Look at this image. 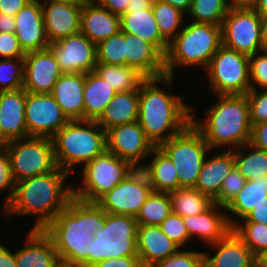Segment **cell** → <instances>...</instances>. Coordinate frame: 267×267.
I'll return each instance as SVG.
<instances>
[{
  "label": "cell",
  "instance_id": "obj_1",
  "mask_svg": "<svg viewBox=\"0 0 267 267\" xmlns=\"http://www.w3.org/2000/svg\"><path fill=\"white\" fill-rule=\"evenodd\" d=\"M174 78L168 75L145 78L139 86L137 121L154 146L169 140L191 123L192 104L188 105L183 96L172 90Z\"/></svg>",
  "mask_w": 267,
  "mask_h": 267
},
{
  "label": "cell",
  "instance_id": "obj_2",
  "mask_svg": "<svg viewBox=\"0 0 267 267\" xmlns=\"http://www.w3.org/2000/svg\"><path fill=\"white\" fill-rule=\"evenodd\" d=\"M104 223L105 211L96 202L73 196L43 231L52 240L60 261L89 267L93 234Z\"/></svg>",
  "mask_w": 267,
  "mask_h": 267
},
{
  "label": "cell",
  "instance_id": "obj_3",
  "mask_svg": "<svg viewBox=\"0 0 267 267\" xmlns=\"http://www.w3.org/2000/svg\"><path fill=\"white\" fill-rule=\"evenodd\" d=\"M69 175L57 167L52 172L16 182L13 197L2 213L9 218L36 216L31 229L43 230L73 197V185H66Z\"/></svg>",
  "mask_w": 267,
  "mask_h": 267
},
{
  "label": "cell",
  "instance_id": "obj_4",
  "mask_svg": "<svg viewBox=\"0 0 267 267\" xmlns=\"http://www.w3.org/2000/svg\"><path fill=\"white\" fill-rule=\"evenodd\" d=\"M214 105L205 110L206 117H195L192 106L191 123L202 133L204 140L214 152L219 148L233 150L250 141L249 103L246 95H215ZM194 108V109H193ZM194 110V112H193Z\"/></svg>",
  "mask_w": 267,
  "mask_h": 267
},
{
  "label": "cell",
  "instance_id": "obj_5",
  "mask_svg": "<svg viewBox=\"0 0 267 267\" xmlns=\"http://www.w3.org/2000/svg\"><path fill=\"white\" fill-rule=\"evenodd\" d=\"M222 45L221 26L190 21L169 43L165 55L166 75L175 77V70L202 67L206 70L211 58Z\"/></svg>",
  "mask_w": 267,
  "mask_h": 267
},
{
  "label": "cell",
  "instance_id": "obj_6",
  "mask_svg": "<svg viewBox=\"0 0 267 267\" xmlns=\"http://www.w3.org/2000/svg\"><path fill=\"white\" fill-rule=\"evenodd\" d=\"M52 141L57 167L70 174L107 149L106 131L96 120L69 121Z\"/></svg>",
  "mask_w": 267,
  "mask_h": 267
},
{
  "label": "cell",
  "instance_id": "obj_7",
  "mask_svg": "<svg viewBox=\"0 0 267 267\" xmlns=\"http://www.w3.org/2000/svg\"><path fill=\"white\" fill-rule=\"evenodd\" d=\"M136 217L105 212L103 228L93 234L89 248V267L103 260L138 256Z\"/></svg>",
  "mask_w": 267,
  "mask_h": 267
},
{
  "label": "cell",
  "instance_id": "obj_8",
  "mask_svg": "<svg viewBox=\"0 0 267 267\" xmlns=\"http://www.w3.org/2000/svg\"><path fill=\"white\" fill-rule=\"evenodd\" d=\"M249 61L250 56L222 44L203 70L209 93L213 96L246 95L251 89Z\"/></svg>",
  "mask_w": 267,
  "mask_h": 267
},
{
  "label": "cell",
  "instance_id": "obj_9",
  "mask_svg": "<svg viewBox=\"0 0 267 267\" xmlns=\"http://www.w3.org/2000/svg\"><path fill=\"white\" fill-rule=\"evenodd\" d=\"M159 147L175 166L179 188H194L202 164L212 152L202 133L190 123L183 131L162 142Z\"/></svg>",
  "mask_w": 267,
  "mask_h": 267
},
{
  "label": "cell",
  "instance_id": "obj_10",
  "mask_svg": "<svg viewBox=\"0 0 267 267\" xmlns=\"http://www.w3.org/2000/svg\"><path fill=\"white\" fill-rule=\"evenodd\" d=\"M135 168L107 149L76 172L82 183L73 186V196L86 202H97L103 195L118 185Z\"/></svg>",
  "mask_w": 267,
  "mask_h": 267
},
{
  "label": "cell",
  "instance_id": "obj_11",
  "mask_svg": "<svg viewBox=\"0 0 267 267\" xmlns=\"http://www.w3.org/2000/svg\"><path fill=\"white\" fill-rule=\"evenodd\" d=\"M2 146L9 155L15 182L46 174L57 168L52 138L29 136Z\"/></svg>",
  "mask_w": 267,
  "mask_h": 267
},
{
  "label": "cell",
  "instance_id": "obj_12",
  "mask_svg": "<svg viewBox=\"0 0 267 267\" xmlns=\"http://www.w3.org/2000/svg\"><path fill=\"white\" fill-rule=\"evenodd\" d=\"M222 44L251 56L262 51L261 16L247 3H234L221 24Z\"/></svg>",
  "mask_w": 267,
  "mask_h": 267
},
{
  "label": "cell",
  "instance_id": "obj_13",
  "mask_svg": "<svg viewBox=\"0 0 267 267\" xmlns=\"http://www.w3.org/2000/svg\"><path fill=\"white\" fill-rule=\"evenodd\" d=\"M153 191L142 168H135L96 203L106 212L136 217Z\"/></svg>",
  "mask_w": 267,
  "mask_h": 267
},
{
  "label": "cell",
  "instance_id": "obj_14",
  "mask_svg": "<svg viewBox=\"0 0 267 267\" xmlns=\"http://www.w3.org/2000/svg\"><path fill=\"white\" fill-rule=\"evenodd\" d=\"M68 122L51 94L26 92L25 123L28 136L52 138Z\"/></svg>",
  "mask_w": 267,
  "mask_h": 267
},
{
  "label": "cell",
  "instance_id": "obj_15",
  "mask_svg": "<svg viewBox=\"0 0 267 267\" xmlns=\"http://www.w3.org/2000/svg\"><path fill=\"white\" fill-rule=\"evenodd\" d=\"M106 141L108 151L128 161L134 168H142V161L149 158L155 147L138 121L108 129Z\"/></svg>",
  "mask_w": 267,
  "mask_h": 267
},
{
  "label": "cell",
  "instance_id": "obj_16",
  "mask_svg": "<svg viewBox=\"0 0 267 267\" xmlns=\"http://www.w3.org/2000/svg\"><path fill=\"white\" fill-rule=\"evenodd\" d=\"M49 48L55 55L62 73H89L97 64L96 44L82 32L70 35Z\"/></svg>",
  "mask_w": 267,
  "mask_h": 267
},
{
  "label": "cell",
  "instance_id": "obj_17",
  "mask_svg": "<svg viewBox=\"0 0 267 267\" xmlns=\"http://www.w3.org/2000/svg\"><path fill=\"white\" fill-rule=\"evenodd\" d=\"M62 74L50 48L25 54L23 89L26 92L50 94Z\"/></svg>",
  "mask_w": 267,
  "mask_h": 267
},
{
  "label": "cell",
  "instance_id": "obj_18",
  "mask_svg": "<svg viewBox=\"0 0 267 267\" xmlns=\"http://www.w3.org/2000/svg\"><path fill=\"white\" fill-rule=\"evenodd\" d=\"M15 36L24 53L49 48L42 6L31 0L15 15Z\"/></svg>",
  "mask_w": 267,
  "mask_h": 267
},
{
  "label": "cell",
  "instance_id": "obj_19",
  "mask_svg": "<svg viewBox=\"0 0 267 267\" xmlns=\"http://www.w3.org/2000/svg\"><path fill=\"white\" fill-rule=\"evenodd\" d=\"M25 101L26 91L23 88L0 92V145L29 137Z\"/></svg>",
  "mask_w": 267,
  "mask_h": 267
},
{
  "label": "cell",
  "instance_id": "obj_20",
  "mask_svg": "<svg viewBox=\"0 0 267 267\" xmlns=\"http://www.w3.org/2000/svg\"><path fill=\"white\" fill-rule=\"evenodd\" d=\"M83 3L53 2L41 4L45 31L50 43L80 32Z\"/></svg>",
  "mask_w": 267,
  "mask_h": 267
},
{
  "label": "cell",
  "instance_id": "obj_21",
  "mask_svg": "<svg viewBox=\"0 0 267 267\" xmlns=\"http://www.w3.org/2000/svg\"><path fill=\"white\" fill-rule=\"evenodd\" d=\"M182 218L191 241L196 237L207 246L223 239L232 230L225 207L215 203L202 214Z\"/></svg>",
  "mask_w": 267,
  "mask_h": 267
},
{
  "label": "cell",
  "instance_id": "obj_22",
  "mask_svg": "<svg viewBox=\"0 0 267 267\" xmlns=\"http://www.w3.org/2000/svg\"><path fill=\"white\" fill-rule=\"evenodd\" d=\"M126 65L135 68L145 78L166 75L165 56L150 42L125 33Z\"/></svg>",
  "mask_w": 267,
  "mask_h": 267
},
{
  "label": "cell",
  "instance_id": "obj_23",
  "mask_svg": "<svg viewBox=\"0 0 267 267\" xmlns=\"http://www.w3.org/2000/svg\"><path fill=\"white\" fill-rule=\"evenodd\" d=\"M215 253H205L207 267H255L256 257L244 242L231 230L223 239L208 245Z\"/></svg>",
  "mask_w": 267,
  "mask_h": 267
},
{
  "label": "cell",
  "instance_id": "obj_24",
  "mask_svg": "<svg viewBox=\"0 0 267 267\" xmlns=\"http://www.w3.org/2000/svg\"><path fill=\"white\" fill-rule=\"evenodd\" d=\"M84 82L85 73H63L50 93L69 121L84 120Z\"/></svg>",
  "mask_w": 267,
  "mask_h": 267
},
{
  "label": "cell",
  "instance_id": "obj_25",
  "mask_svg": "<svg viewBox=\"0 0 267 267\" xmlns=\"http://www.w3.org/2000/svg\"><path fill=\"white\" fill-rule=\"evenodd\" d=\"M179 249L159 225H138L137 252L142 267H151Z\"/></svg>",
  "mask_w": 267,
  "mask_h": 267
},
{
  "label": "cell",
  "instance_id": "obj_26",
  "mask_svg": "<svg viewBox=\"0 0 267 267\" xmlns=\"http://www.w3.org/2000/svg\"><path fill=\"white\" fill-rule=\"evenodd\" d=\"M121 31L120 16L111 13L98 2L83 1L80 32L94 44Z\"/></svg>",
  "mask_w": 267,
  "mask_h": 267
},
{
  "label": "cell",
  "instance_id": "obj_27",
  "mask_svg": "<svg viewBox=\"0 0 267 267\" xmlns=\"http://www.w3.org/2000/svg\"><path fill=\"white\" fill-rule=\"evenodd\" d=\"M23 248L15 250L17 267H55L60 261L50 237L43 230L30 229Z\"/></svg>",
  "mask_w": 267,
  "mask_h": 267
},
{
  "label": "cell",
  "instance_id": "obj_28",
  "mask_svg": "<svg viewBox=\"0 0 267 267\" xmlns=\"http://www.w3.org/2000/svg\"><path fill=\"white\" fill-rule=\"evenodd\" d=\"M215 151L210 154L212 156H206L194 187L212 201L219 195L223 180L235 167L232 150Z\"/></svg>",
  "mask_w": 267,
  "mask_h": 267
},
{
  "label": "cell",
  "instance_id": "obj_29",
  "mask_svg": "<svg viewBox=\"0 0 267 267\" xmlns=\"http://www.w3.org/2000/svg\"><path fill=\"white\" fill-rule=\"evenodd\" d=\"M121 31L152 43L164 56L169 42L161 35L151 9L134 10L120 16Z\"/></svg>",
  "mask_w": 267,
  "mask_h": 267
},
{
  "label": "cell",
  "instance_id": "obj_30",
  "mask_svg": "<svg viewBox=\"0 0 267 267\" xmlns=\"http://www.w3.org/2000/svg\"><path fill=\"white\" fill-rule=\"evenodd\" d=\"M139 90L117 92L96 122L107 131L110 128L138 120Z\"/></svg>",
  "mask_w": 267,
  "mask_h": 267
},
{
  "label": "cell",
  "instance_id": "obj_31",
  "mask_svg": "<svg viewBox=\"0 0 267 267\" xmlns=\"http://www.w3.org/2000/svg\"><path fill=\"white\" fill-rule=\"evenodd\" d=\"M153 158H152V157ZM150 161L142 164L150 185L155 192H172L179 188L178 176L170 157L159 147L155 146L149 155Z\"/></svg>",
  "mask_w": 267,
  "mask_h": 267
},
{
  "label": "cell",
  "instance_id": "obj_32",
  "mask_svg": "<svg viewBox=\"0 0 267 267\" xmlns=\"http://www.w3.org/2000/svg\"><path fill=\"white\" fill-rule=\"evenodd\" d=\"M116 93V90L95 71L85 73L84 120H97Z\"/></svg>",
  "mask_w": 267,
  "mask_h": 267
},
{
  "label": "cell",
  "instance_id": "obj_33",
  "mask_svg": "<svg viewBox=\"0 0 267 267\" xmlns=\"http://www.w3.org/2000/svg\"><path fill=\"white\" fill-rule=\"evenodd\" d=\"M266 197L267 175L261 176L253 181H246L239 193L225 207L229 225L233 227L237 222L245 218L247 214L260 202L265 200ZM231 214L239 220L235 219V217H231Z\"/></svg>",
  "mask_w": 267,
  "mask_h": 267
},
{
  "label": "cell",
  "instance_id": "obj_34",
  "mask_svg": "<svg viewBox=\"0 0 267 267\" xmlns=\"http://www.w3.org/2000/svg\"><path fill=\"white\" fill-rule=\"evenodd\" d=\"M244 149H247V152ZM232 151L235 168L247 181L267 175V151L257 148L249 142Z\"/></svg>",
  "mask_w": 267,
  "mask_h": 267
},
{
  "label": "cell",
  "instance_id": "obj_35",
  "mask_svg": "<svg viewBox=\"0 0 267 267\" xmlns=\"http://www.w3.org/2000/svg\"><path fill=\"white\" fill-rule=\"evenodd\" d=\"M95 72L116 92L139 90L141 82L145 79L135 68L127 65L97 63Z\"/></svg>",
  "mask_w": 267,
  "mask_h": 267
},
{
  "label": "cell",
  "instance_id": "obj_36",
  "mask_svg": "<svg viewBox=\"0 0 267 267\" xmlns=\"http://www.w3.org/2000/svg\"><path fill=\"white\" fill-rule=\"evenodd\" d=\"M171 211L181 217L198 215L206 211L213 201L195 188L180 187L169 192Z\"/></svg>",
  "mask_w": 267,
  "mask_h": 267
},
{
  "label": "cell",
  "instance_id": "obj_37",
  "mask_svg": "<svg viewBox=\"0 0 267 267\" xmlns=\"http://www.w3.org/2000/svg\"><path fill=\"white\" fill-rule=\"evenodd\" d=\"M233 4L231 0H192L186 15L188 21L221 26Z\"/></svg>",
  "mask_w": 267,
  "mask_h": 267
},
{
  "label": "cell",
  "instance_id": "obj_38",
  "mask_svg": "<svg viewBox=\"0 0 267 267\" xmlns=\"http://www.w3.org/2000/svg\"><path fill=\"white\" fill-rule=\"evenodd\" d=\"M152 10L161 35L170 43L183 29L186 14L162 0H154Z\"/></svg>",
  "mask_w": 267,
  "mask_h": 267
},
{
  "label": "cell",
  "instance_id": "obj_39",
  "mask_svg": "<svg viewBox=\"0 0 267 267\" xmlns=\"http://www.w3.org/2000/svg\"><path fill=\"white\" fill-rule=\"evenodd\" d=\"M171 212L169 193L152 191L142 205L136 220L138 225H160Z\"/></svg>",
  "mask_w": 267,
  "mask_h": 267
},
{
  "label": "cell",
  "instance_id": "obj_40",
  "mask_svg": "<svg viewBox=\"0 0 267 267\" xmlns=\"http://www.w3.org/2000/svg\"><path fill=\"white\" fill-rule=\"evenodd\" d=\"M232 230L257 258L267 251V225L256 222H237Z\"/></svg>",
  "mask_w": 267,
  "mask_h": 267
},
{
  "label": "cell",
  "instance_id": "obj_41",
  "mask_svg": "<svg viewBox=\"0 0 267 267\" xmlns=\"http://www.w3.org/2000/svg\"><path fill=\"white\" fill-rule=\"evenodd\" d=\"M97 63L126 65L125 33L119 31L96 45Z\"/></svg>",
  "mask_w": 267,
  "mask_h": 267
},
{
  "label": "cell",
  "instance_id": "obj_42",
  "mask_svg": "<svg viewBox=\"0 0 267 267\" xmlns=\"http://www.w3.org/2000/svg\"><path fill=\"white\" fill-rule=\"evenodd\" d=\"M24 83V58L0 59V92L18 90Z\"/></svg>",
  "mask_w": 267,
  "mask_h": 267
},
{
  "label": "cell",
  "instance_id": "obj_43",
  "mask_svg": "<svg viewBox=\"0 0 267 267\" xmlns=\"http://www.w3.org/2000/svg\"><path fill=\"white\" fill-rule=\"evenodd\" d=\"M205 253L204 251L182 250L180 248L177 252L170 255L164 260L155 263L151 267H204Z\"/></svg>",
  "mask_w": 267,
  "mask_h": 267
},
{
  "label": "cell",
  "instance_id": "obj_44",
  "mask_svg": "<svg viewBox=\"0 0 267 267\" xmlns=\"http://www.w3.org/2000/svg\"><path fill=\"white\" fill-rule=\"evenodd\" d=\"M246 181L244 176L234 167L223 180L219 195L213 200V203L226 207L243 188Z\"/></svg>",
  "mask_w": 267,
  "mask_h": 267
},
{
  "label": "cell",
  "instance_id": "obj_45",
  "mask_svg": "<svg viewBox=\"0 0 267 267\" xmlns=\"http://www.w3.org/2000/svg\"><path fill=\"white\" fill-rule=\"evenodd\" d=\"M163 233L173 240L180 248L189 245L191 242L187 229L183 223V218L175 213L170 215L159 225Z\"/></svg>",
  "mask_w": 267,
  "mask_h": 267
},
{
  "label": "cell",
  "instance_id": "obj_46",
  "mask_svg": "<svg viewBox=\"0 0 267 267\" xmlns=\"http://www.w3.org/2000/svg\"><path fill=\"white\" fill-rule=\"evenodd\" d=\"M246 96L251 125L267 121V89H250Z\"/></svg>",
  "mask_w": 267,
  "mask_h": 267
},
{
  "label": "cell",
  "instance_id": "obj_47",
  "mask_svg": "<svg viewBox=\"0 0 267 267\" xmlns=\"http://www.w3.org/2000/svg\"><path fill=\"white\" fill-rule=\"evenodd\" d=\"M249 63L251 89H267V51L251 55Z\"/></svg>",
  "mask_w": 267,
  "mask_h": 267
},
{
  "label": "cell",
  "instance_id": "obj_48",
  "mask_svg": "<svg viewBox=\"0 0 267 267\" xmlns=\"http://www.w3.org/2000/svg\"><path fill=\"white\" fill-rule=\"evenodd\" d=\"M16 182L12 176L10 158L6 149L0 145V192L4 191L6 197L3 201V209L12 199Z\"/></svg>",
  "mask_w": 267,
  "mask_h": 267
},
{
  "label": "cell",
  "instance_id": "obj_49",
  "mask_svg": "<svg viewBox=\"0 0 267 267\" xmlns=\"http://www.w3.org/2000/svg\"><path fill=\"white\" fill-rule=\"evenodd\" d=\"M25 53L20 47L19 41L14 33L0 32V57L24 58Z\"/></svg>",
  "mask_w": 267,
  "mask_h": 267
},
{
  "label": "cell",
  "instance_id": "obj_50",
  "mask_svg": "<svg viewBox=\"0 0 267 267\" xmlns=\"http://www.w3.org/2000/svg\"><path fill=\"white\" fill-rule=\"evenodd\" d=\"M249 143L267 151V121L252 126Z\"/></svg>",
  "mask_w": 267,
  "mask_h": 267
},
{
  "label": "cell",
  "instance_id": "obj_51",
  "mask_svg": "<svg viewBox=\"0 0 267 267\" xmlns=\"http://www.w3.org/2000/svg\"><path fill=\"white\" fill-rule=\"evenodd\" d=\"M92 267H142L138 256H125L103 260Z\"/></svg>",
  "mask_w": 267,
  "mask_h": 267
},
{
  "label": "cell",
  "instance_id": "obj_52",
  "mask_svg": "<svg viewBox=\"0 0 267 267\" xmlns=\"http://www.w3.org/2000/svg\"><path fill=\"white\" fill-rule=\"evenodd\" d=\"M241 222H256L267 225V197L252 209Z\"/></svg>",
  "mask_w": 267,
  "mask_h": 267
},
{
  "label": "cell",
  "instance_id": "obj_53",
  "mask_svg": "<svg viewBox=\"0 0 267 267\" xmlns=\"http://www.w3.org/2000/svg\"><path fill=\"white\" fill-rule=\"evenodd\" d=\"M31 0H0V13L15 15Z\"/></svg>",
  "mask_w": 267,
  "mask_h": 267
},
{
  "label": "cell",
  "instance_id": "obj_54",
  "mask_svg": "<svg viewBox=\"0 0 267 267\" xmlns=\"http://www.w3.org/2000/svg\"><path fill=\"white\" fill-rule=\"evenodd\" d=\"M128 1L130 0H99L98 3L111 13L121 16L126 13Z\"/></svg>",
  "mask_w": 267,
  "mask_h": 267
},
{
  "label": "cell",
  "instance_id": "obj_55",
  "mask_svg": "<svg viewBox=\"0 0 267 267\" xmlns=\"http://www.w3.org/2000/svg\"><path fill=\"white\" fill-rule=\"evenodd\" d=\"M0 267H17L15 252L0 242Z\"/></svg>",
  "mask_w": 267,
  "mask_h": 267
},
{
  "label": "cell",
  "instance_id": "obj_56",
  "mask_svg": "<svg viewBox=\"0 0 267 267\" xmlns=\"http://www.w3.org/2000/svg\"><path fill=\"white\" fill-rule=\"evenodd\" d=\"M0 32H15V17L0 13Z\"/></svg>",
  "mask_w": 267,
  "mask_h": 267
},
{
  "label": "cell",
  "instance_id": "obj_57",
  "mask_svg": "<svg viewBox=\"0 0 267 267\" xmlns=\"http://www.w3.org/2000/svg\"><path fill=\"white\" fill-rule=\"evenodd\" d=\"M128 3L126 12H134V10L151 9L154 0H130Z\"/></svg>",
  "mask_w": 267,
  "mask_h": 267
},
{
  "label": "cell",
  "instance_id": "obj_58",
  "mask_svg": "<svg viewBox=\"0 0 267 267\" xmlns=\"http://www.w3.org/2000/svg\"><path fill=\"white\" fill-rule=\"evenodd\" d=\"M260 16H267V0H251L248 3Z\"/></svg>",
  "mask_w": 267,
  "mask_h": 267
},
{
  "label": "cell",
  "instance_id": "obj_59",
  "mask_svg": "<svg viewBox=\"0 0 267 267\" xmlns=\"http://www.w3.org/2000/svg\"><path fill=\"white\" fill-rule=\"evenodd\" d=\"M164 2H167L168 4H171L172 6L178 8L185 14L188 12L192 0H162Z\"/></svg>",
  "mask_w": 267,
  "mask_h": 267
},
{
  "label": "cell",
  "instance_id": "obj_60",
  "mask_svg": "<svg viewBox=\"0 0 267 267\" xmlns=\"http://www.w3.org/2000/svg\"><path fill=\"white\" fill-rule=\"evenodd\" d=\"M261 43L262 50L267 51V16H261Z\"/></svg>",
  "mask_w": 267,
  "mask_h": 267
},
{
  "label": "cell",
  "instance_id": "obj_61",
  "mask_svg": "<svg viewBox=\"0 0 267 267\" xmlns=\"http://www.w3.org/2000/svg\"><path fill=\"white\" fill-rule=\"evenodd\" d=\"M256 265L258 267H267V251L256 258Z\"/></svg>",
  "mask_w": 267,
  "mask_h": 267
},
{
  "label": "cell",
  "instance_id": "obj_62",
  "mask_svg": "<svg viewBox=\"0 0 267 267\" xmlns=\"http://www.w3.org/2000/svg\"><path fill=\"white\" fill-rule=\"evenodd\" d=\"M40 4L53 3V2H66V3H83V0H35Z\"/></svg>",
  "mask_w": 267,
  "mask_h": 267
},
{
  "label": "cell",
  "instance_id": "obj_63",
  "mask_svg": "<svg viewBox=\"0 0 267 267\" xmlns=\"http://www.w3.org/2000/svg\"><path fill=\"white\" fill-rule=\"evenodd\" d=\"M55 267H84L78 264H72L69 262L59 261Z\"/></svg>",
  "mask_w": 267,
  "mask_h": 267
},
{
  "label": "cell",
  "instance_id": "obj_64",
  "mask_svg": "<svg viewBox=\"0 0 267 267\" xmlns=\"http://www.w3.org/2000/svg\"><path fill=\"white\" fill-rule=\"evenodd\" d=\"M233 3H249L251 0H231Z\"/></svg>",
  "mask_w": 267,
  "mask_h": 267
},
{
  "label": "cell",
  "instance_id": "obj_65",
  "mask_svg": "<svg viewBox=\"0 0 267 267\" xmlns=\"http://www.w3.org/2000/svg\"><path fill=\"white\" fill-rule=\"evenodd\" d=\"M85 2H98L99 0H83Z\"/></svg>",
  "mask_w": 267,
  "mask_h": 267
}]
</instances>
